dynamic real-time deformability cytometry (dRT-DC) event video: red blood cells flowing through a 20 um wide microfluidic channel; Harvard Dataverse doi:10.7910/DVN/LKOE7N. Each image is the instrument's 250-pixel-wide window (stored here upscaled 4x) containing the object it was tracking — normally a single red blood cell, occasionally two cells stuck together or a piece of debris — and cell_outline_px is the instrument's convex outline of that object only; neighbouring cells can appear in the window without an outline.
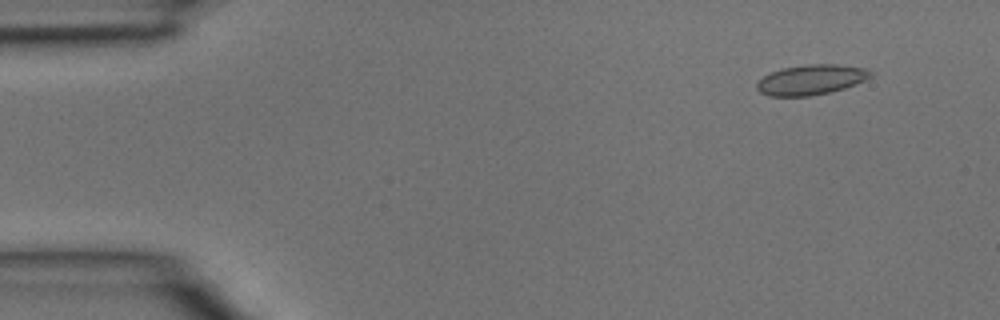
{"species": "common noctule bat (a hibernating species)", "species_latin": "Nyctalus noctula", "temperature_condition": "room temperature", "stored_images_in_passage": 4, "segment_of_instrument_passage": [1, 2], "camera_frame_rate_fps": 3000, "um_per_image_px": 0.085, "animal": {"sex": "male", "body_mass_g": 15.6}, "frame": {"image": 1, "passage_image": 2, "time_ms": 0.333, "image_size_px": [1000, 320], "cell_outline_px": [[872, 76], [856, 84], [844, 88], [828, 92], [808, 96], [768, 96], [760, 92], [756, 88], [756, 84], [764, 76], [772, 72], [784, 68], [804, 64], [836, 64], [868, 68], [872, 72]], "centroid_in_image_um": [68.96, 6.77], "position_along_channel_um": 16.0, "area_um2": 19.88}}